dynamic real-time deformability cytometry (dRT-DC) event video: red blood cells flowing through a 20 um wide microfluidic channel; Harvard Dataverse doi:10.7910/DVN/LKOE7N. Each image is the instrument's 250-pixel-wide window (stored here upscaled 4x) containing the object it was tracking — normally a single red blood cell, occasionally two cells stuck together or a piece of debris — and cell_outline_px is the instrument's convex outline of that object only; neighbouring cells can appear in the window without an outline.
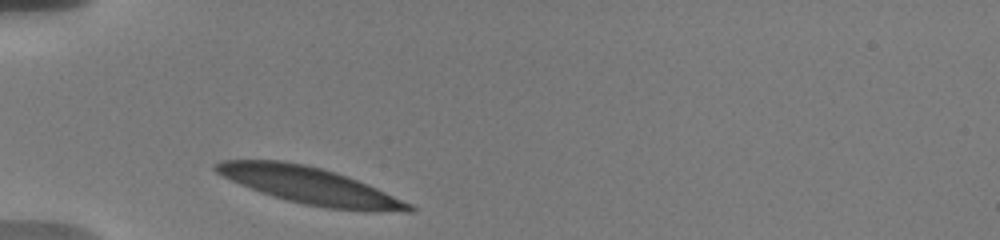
{"species": "human", "species_latin": "Homo sapiens", "temperature_condition": "warm", "stored_images_in_passage": 28, "camera_frame_rate_fps": 3000, "um_per_image_px": 0.085, "donor": {"sex": "male"}, "frame": {"image": 1, "passage_image": 1, "time_ms": 0.0, "image_size_px": [1000, 240], "cell_outline_px": [[416, 212], [364, 212], [328, 208], [304, 204], [272, 196], [260, 192], [240, 184], [216, 172], [212, 168], [212, 164], [220, 160], [284, 160], [304, 164], [336, 172], [368, 184], [412, 204], [416, 208]], "centroid_in_image_um": [26.39, 15.79], "position_along_channel_um": 58.6, "area_um2": 41.62}}
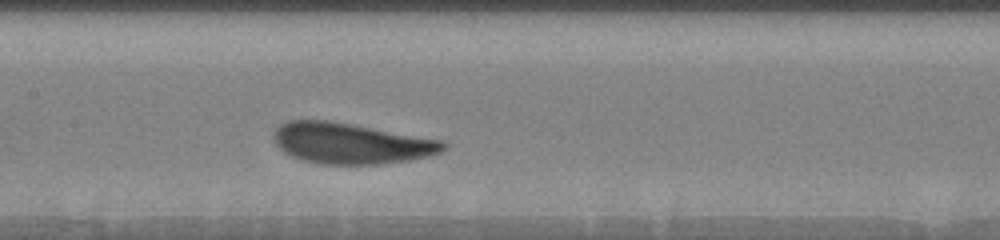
{"frame": {"image": 2, "passage_image": 12, "time_ms": 3.667, "image_size_px": [1000, 240], "cell_outline_px": [[448, 148], [440, 152], [428, 156], [408, 160], [380, 164], [316, 164], [288, 156], [272, 140], [272, 136], [276, 128], [280, 124], [288, 120], [328, 120], [444, 140], [448, 144]], "centroid_in_image_um": [29.81, 12.18], "position_along_channel_um": 177.6, "area_um2": 40.69}}
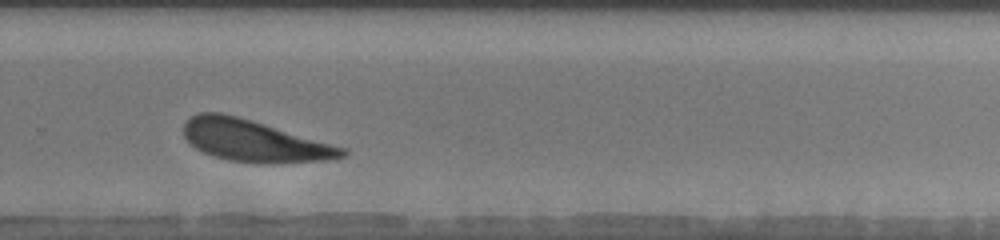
{"frame": {"image": 3, "passage_image": 20, "time_ms": 7.333, "image_size_px": [1000, 240], "cell_outline_px": [[348, 156], [328, 160], [272, 164], [260, 164], [228, 160], [212, 156], [196, 148], [184, 136], [184, 124], [192, 116], [200, 112], [224, 112], [252, 120], [348, 148]], "centroid_in_image_um": [21.67, 11.98], "position_along_channel_um": 308.1, "area_um2": 38.84}, "authors_computed_cell_mechanics": {"area_um2": 40.1421, "velocity_mm_per_s": 3.5705, "shape_relaxation_time_tau1_ms": 2.2001, "shape_relaxation_time_tau2_ms": 4.1292, "deformation_change_tau1": 0.1199, "deformation_change_tau2": 0.1063}}